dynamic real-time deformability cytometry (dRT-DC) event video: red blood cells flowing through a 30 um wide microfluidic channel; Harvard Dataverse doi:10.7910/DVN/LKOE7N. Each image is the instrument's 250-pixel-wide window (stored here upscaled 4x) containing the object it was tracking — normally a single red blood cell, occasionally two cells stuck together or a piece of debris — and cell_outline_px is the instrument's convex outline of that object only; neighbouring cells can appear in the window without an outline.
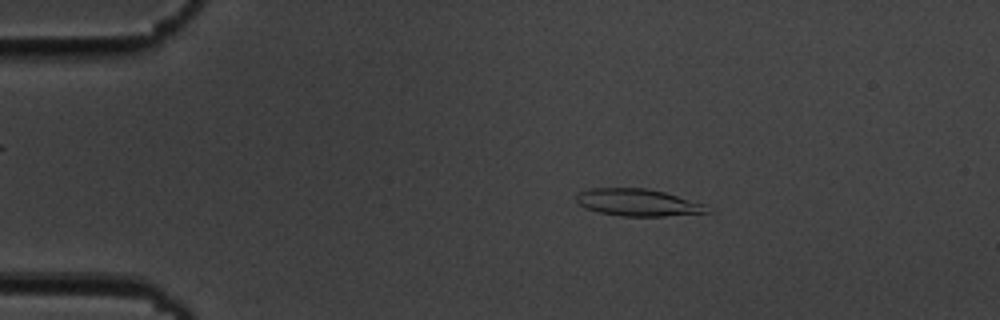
{"species": "common noctule bat (a hibernating species)", "species_latin": "Nyctalus noctula", "temperature_condition": "cold", "stored_images_in_passage": 53, "camera_frame_rate_fps": 3000, "um_per_image_px": 0.085, "animal": {"sex": "male", "body_mass_g": 19.5, "forearm_length_mm": 54.6}, "frame": {"image": 1, "passage_image": 9, "time_ms": 2.667, "image_size_px": [1000, 320], "cell_outline_px": [[712, 212], [664, 216], [620, 216], [600, 212], [584, 208], [576, 200], [576, 196], [580, 192], [592, 188], [644, 188], [664, 192], [704, 204]], "centroid_in_image_um": [54.21, 17.22], "position_along_channel_um": 30.8, "area_um2": 20.46}}
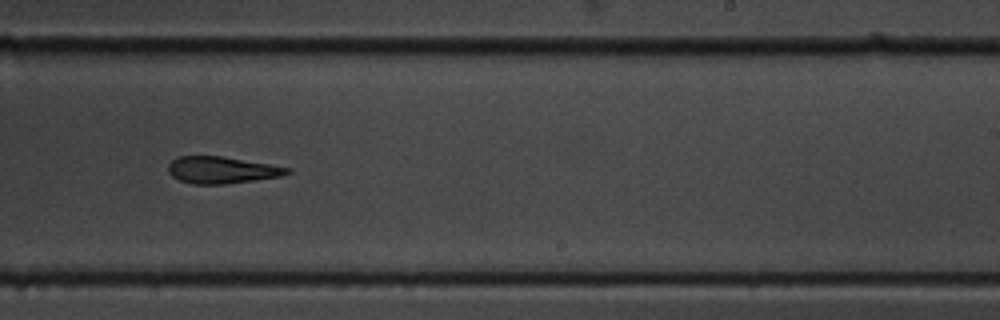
{"frame": {"image": 2, "passage_image": 33, "time_ms": 10.667, "image_size_px": [1000, 320], "cell_outline_px": [[292, 172], [280, 176], [256, 180], [228, 184], [192, 184], [180, 180], [172, 176], [168, 172], [168, 164], [172, 160], [180, 156], [220, 156], [292, 168]], "centroid_in_image_um": [18.84, 14.46], "position_along_channel_um": 270.2, "area_um2": 18.55}}
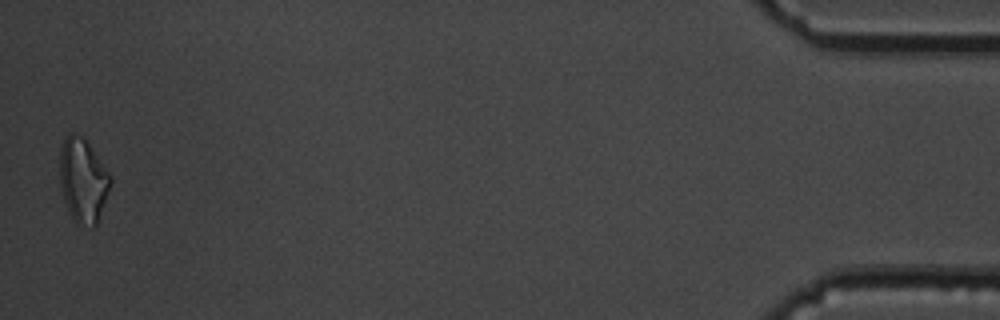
{"frame": {"image": 3, "passage_image": 53, "time_ms": 17.333, "image_size_px": [1000, 320], "cell_outline_px": [[112, 180], [96, 224], [92, 228], [76, 224], [64, 200], [60, 188], [60, 148], [64, 136], [72, 132], [84, 136], [112, 176]], "centroid_in_image_um": [7.04, 15.28], "position_along_channel_um": 428.2, "area_um2": 24.97}, "authors_computed_cell_mechanics": {"area_um2": 19.8832, "velocity_mm_per_s": 3.666, "shape_relaxation_time_tau1_ms": null, "shape_relaxation_time_tau2_ms": 8.1283, "deformation_change_tau1": null, "deformation_change_tau2": 0.2179}}